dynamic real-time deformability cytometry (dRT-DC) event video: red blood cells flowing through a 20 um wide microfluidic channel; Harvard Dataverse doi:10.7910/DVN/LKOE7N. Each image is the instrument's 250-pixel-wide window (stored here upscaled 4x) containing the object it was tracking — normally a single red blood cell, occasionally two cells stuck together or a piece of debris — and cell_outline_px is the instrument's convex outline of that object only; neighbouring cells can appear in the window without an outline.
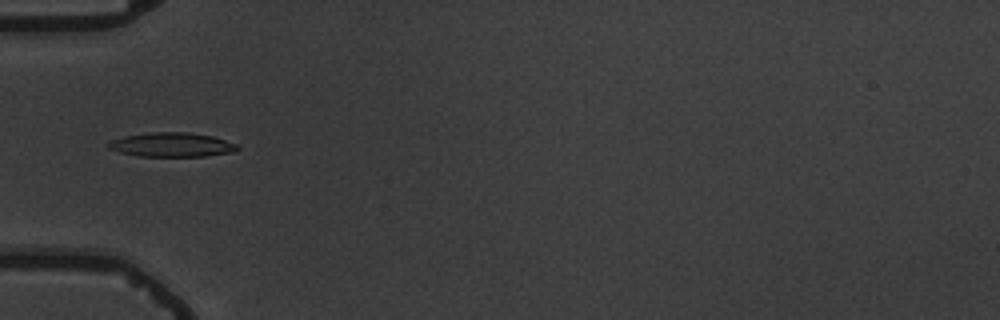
{"species": "common noctule bat (a hibernating species)", "species_latin": "Nyctalus noctula", "temperature_condition": "warm", "stored_images_in_passage": 7, "camera_frame_rate_fps": 3000, "um_per_image_px": 0.085, "animal": {"sex": "male", "body_mass_g": 19.5, "forearm_length_mm": 54.6}, "frame": {"image": 1, "passage_image": 4, "time_ms": 3.667, "image_size_px": [1000, 320], "cell_outline_px": [[240, 148], [236, 152], [204, 156], [140, 156], [120, 152], [108, 148], [104, 144], [112, 140], [124, 136], [148, 132], [188, 132], [212, 136], [236, 144]], "centroid_in_image_um": [14.59, 12.3], "position_along_channel_um": 70.4, "area_um2": 18.26}}
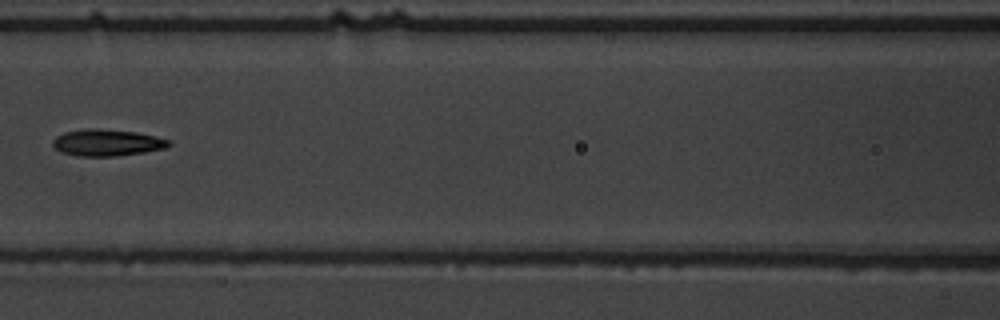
{"frame": {"image": 2, "passage_image": 6, "time_ms": 6.0, "image_size_px": [1000, 320], "cell_outline_px": [[172, 144], [164, 148], [144, 152], [116, 156], [76, 156], [60, 152], [52, 144], [52, 140], [56, 136], [64, 132], [84, 128], [96, 128], [136, 132], [156, 136], [168, 140]], "centroid_in_image_um": [9.06, 12.12], "position_along_channel_um": 157.5, "area_um2": 18.09}}
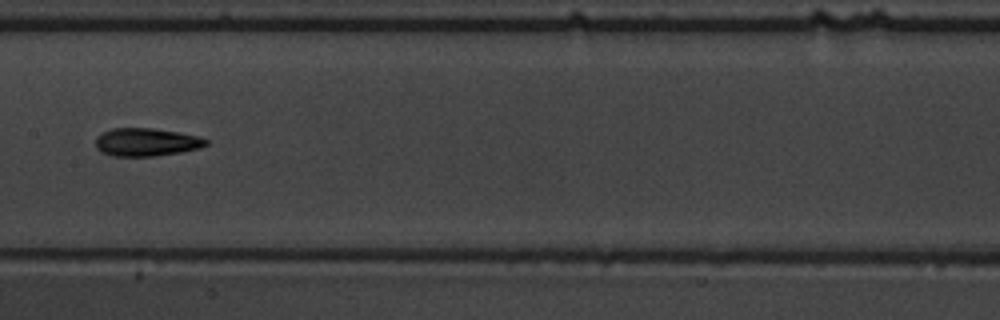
{"frame": {"image": 3, "passage_image": 7, "time_ms": 7.0, "image_size_px": [1000, 320], "cell_outline_px": [[208, 144], [200, 148], [180, 152], [156, 156], [112, 156], [100, 152], [96, 148], [96, 136], [112, 128], [152, 128], [176, 132], [196, 136], [208, 140]], "centroid_in_image_um": [12.4, 12.09], "position_along_channel_um": 195.0, "area_um2": 17.98}}